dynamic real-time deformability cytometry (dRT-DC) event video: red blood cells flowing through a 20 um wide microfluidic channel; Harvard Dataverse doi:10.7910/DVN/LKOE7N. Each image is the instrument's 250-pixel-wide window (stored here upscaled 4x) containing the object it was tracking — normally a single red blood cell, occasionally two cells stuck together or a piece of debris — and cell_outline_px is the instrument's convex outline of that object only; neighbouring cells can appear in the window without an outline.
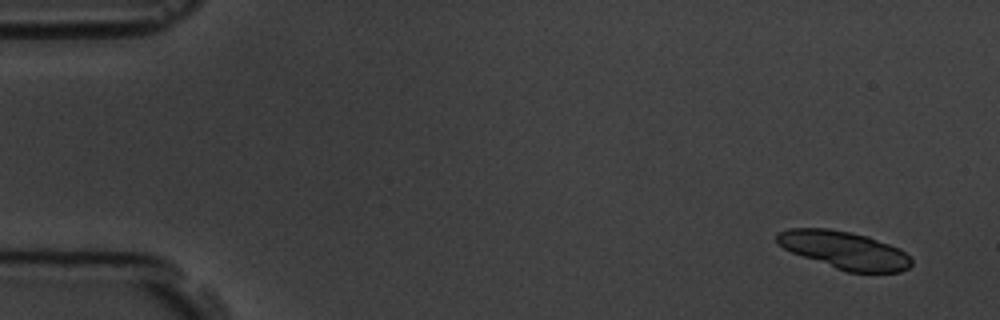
{"species": "common noctule bat (a hibernating species)", "species_latin": "Nyctalus noctula", "temperature_condition": "room temperature", "stored_images_in_passage": 6, "camera_frame_rate_fps": 3000, "um_per_image_px": 0.085, "animal": {"sex": "male", "body_mass_g": 19.5, "forearm_length_mm": 54.6}, "frame": {"image": 1, "passage_image": 1, "time_ms": 0.0, "image_size_px": [1000, 320], "cell_outline_px": [[912, 264], [908, 268], [900, 272], [848, 272], [836, 268], [792, 252], [776, 244], [776, 232], [788, 228], [828, 228], [868, 236], [900, 248], [912, 260]], "centroid_in_image_um": [71.75, 21.25], "position_along_channel_um": 13.2, "area_um2": 29.36}}